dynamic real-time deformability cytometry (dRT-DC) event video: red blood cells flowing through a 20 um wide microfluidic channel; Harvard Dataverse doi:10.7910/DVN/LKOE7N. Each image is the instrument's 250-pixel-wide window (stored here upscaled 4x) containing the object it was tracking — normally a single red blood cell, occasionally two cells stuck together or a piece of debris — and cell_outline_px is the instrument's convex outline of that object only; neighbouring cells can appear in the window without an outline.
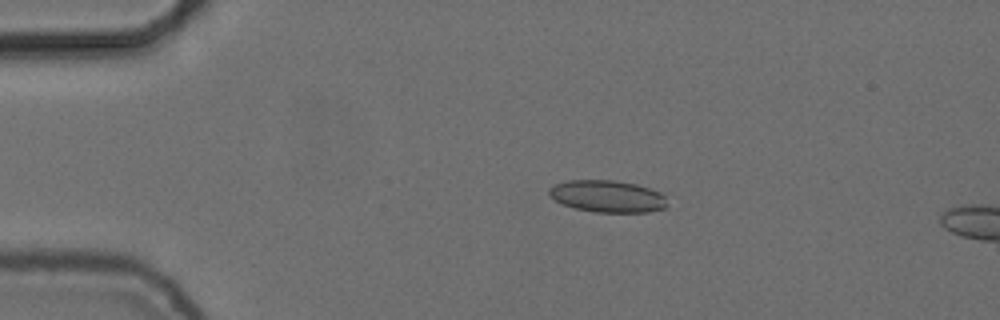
{"species": "common noctule bat (a hibernating species)", "species_latin": "Nyctalus noctula", "temperature_condition": "cold", "stored_images_in_passage": 5, "camera_frame_rate_fps": 3000, "um_per_image_px": 0.085, "animal": {"sex": "female", "body_mass_g": 24.6, "forearm_length_mm": 56.2}, "frame": {"image": 1, "passage_image": 1, "time_ms": 0.0, "image_size_px": [1000, 320], "cell_outline_px": [[668, 204], [664, 208], [648, 212], [596, 212], [576, 208], [564, 204], [548, 196], [548, 188], [556, 184], [568, 180], [612, 180], [636, 184], [660, 192], [664, 196]], "centroid_in_image_um": [51.63, 16.68], "position_along_channel_um": 33.4, "area_um2": 21.91}}